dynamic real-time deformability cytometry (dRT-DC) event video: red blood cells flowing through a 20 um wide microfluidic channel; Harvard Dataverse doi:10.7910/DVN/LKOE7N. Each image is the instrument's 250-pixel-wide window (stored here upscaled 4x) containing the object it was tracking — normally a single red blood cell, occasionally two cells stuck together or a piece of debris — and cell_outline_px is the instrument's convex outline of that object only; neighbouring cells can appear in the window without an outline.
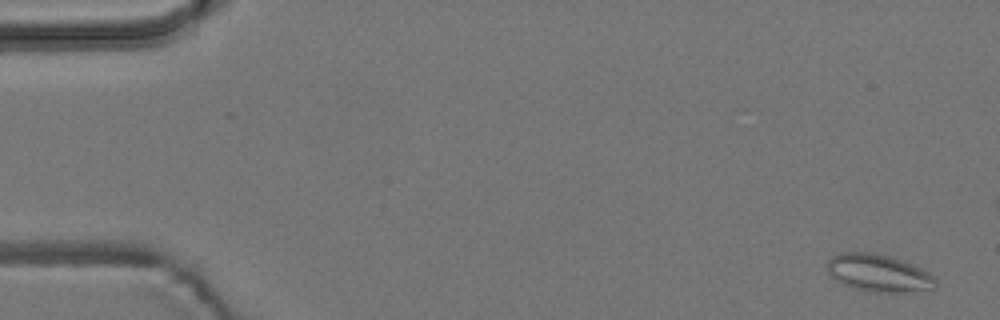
{"species": "common noctule bat (a hibernating species)", "species_latin": "Nyctalus noctula", "temperature_condition": "room temperature", "stored_images_in_passage": 18, "camera_frame_rate_fps": 3000, "um_per_image_px": 0.085, "animal": {"sex": "male", "body_mass_g": 19.2, "forearm_length_mm": 51.8}, "frame": {"image": 1, "passage_image": 3, "time_ms": 0.667, "image_size_px": [1000, 320], "cell_outline_px": [[936, 288], [908, 292], [876, 292], [856, 288], [844, 284], [836, 280], [828, 272], [828, 260], [832, 256], [840, 252], [876, 252], [912, 264], [928, 272], [936, 280]], "centroid_in_image_um": [74.68, 23.2], "position_along_channel_um": 10.3, "area_um2": 23.41}}